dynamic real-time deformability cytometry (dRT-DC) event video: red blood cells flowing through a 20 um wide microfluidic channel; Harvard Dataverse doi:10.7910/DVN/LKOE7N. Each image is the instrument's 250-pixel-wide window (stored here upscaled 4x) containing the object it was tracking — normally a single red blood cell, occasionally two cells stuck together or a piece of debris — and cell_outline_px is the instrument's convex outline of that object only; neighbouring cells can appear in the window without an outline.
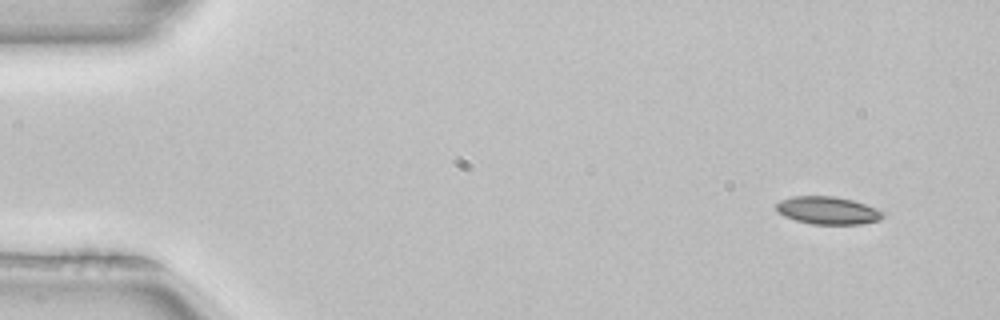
{"species": "common noctule bat (a hibernating species)", "species_latin": "Nyctalus noctula", "temperature_condition": "room temperature", "stored_images_in_passage": 5, "camera_frame_rate_fps": 3000, "um_per_image_px": 0.085, "animal": {"sex": "female", "body_mass_g": 22.7, "forearm_length_mm": 54.2}, "frame": {"image": 1, "passage_image": 1, "time_ms": 0.0, "image_size_px": [1000, 320], "cell_outline_px": [[884, 216], [880, 220], [860, 224], [812, 224], [796, 220], [784, 216], [776, 208], [776, 204], [780, 200], [792, 196], [836, 196], [852, 200], [876, 208], [884, 212]], "centroid_in_image_um": [70.37, 17.88], "position_along_channel_um": 14.6, "area_um2": 17.17}}
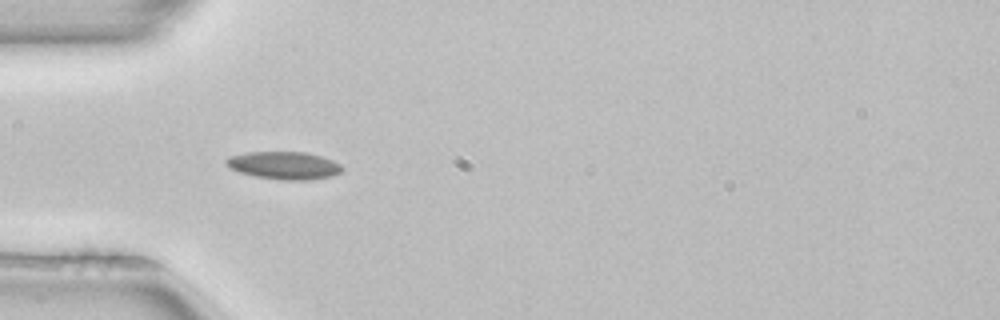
{"frame": {"image": 2, "passage_image": 4, "time_ms": 1.0, "image_size_px": [1000, 320], "cell_outline_px": [[344, 168], [340, 172], [332, 176], [308, 180], [280, 180], [256, 176], [240, 172], [224, 164], [224, 160], [228, 156], [248, 152], [304, 152], [320, 156], [332, 160], [340, 164]], "centroid_in_image_um": [24.13, 14.06], "position_along_channel_um": 60.9, "area_um2": 18.67}}